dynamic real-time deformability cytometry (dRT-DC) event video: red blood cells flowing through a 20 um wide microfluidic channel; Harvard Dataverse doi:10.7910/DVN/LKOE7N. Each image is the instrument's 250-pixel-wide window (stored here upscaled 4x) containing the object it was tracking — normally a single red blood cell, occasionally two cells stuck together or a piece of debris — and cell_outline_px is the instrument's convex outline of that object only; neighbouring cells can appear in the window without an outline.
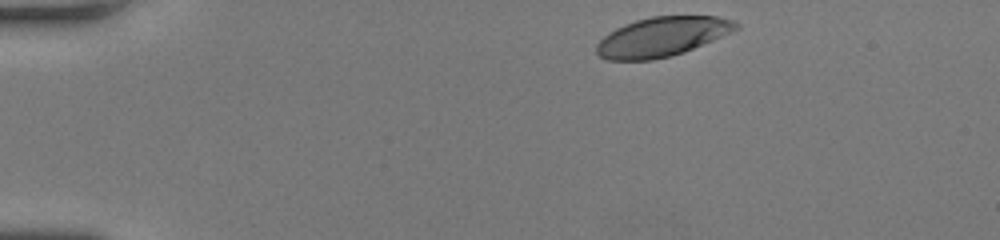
{"species": "human", "species_latin": "Homo sapiens", "temperature_condition": "room temperature", "stored_images_in_passage": 42, "camera_frame_rate_fps": 3000, "um_per_image_px": 0.085, "donor": {"sex": "female"}, "frame": {"image": 1, "passage_image": 1, "time_ms": 0.0, "image_size_px": [1000, 240], "cell_outline_px": [[740, 28], [732, 32], [684, 52], [652, 60], [608, 60], [600, 56], [596, 52], [596, 44], [604, 36], [616, 28], [624, 24], [636, 20], [652, 16], [716, 16], [732, 20], [740, 24]], "centroid_in_image_um": [56.28, 3.12], "position_along_channel_um": 28.7, "area_um2": 31.91}}
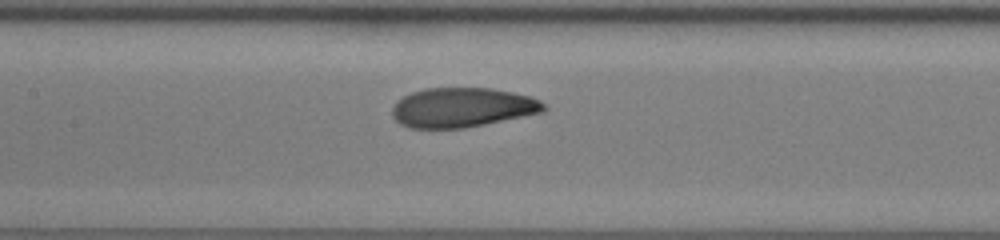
{"frame": {"image": 2, "passage_image": 17, "time_ms": 5.333, "image_size_px": [1000, 240], "cell_outline_px": [[548, 108], [544, 112], [464, 128], [408, 128], [400, 124], [392, 116], [392, 108], [396, 100], [412, 92], [424, 88], [492, 88], [512, 92], [528, 96], [540, 100]], "centroid_in_image_um": [39.27, 9.13], "position_along_channel_um": 168.1, "area_um2": 35.03}}
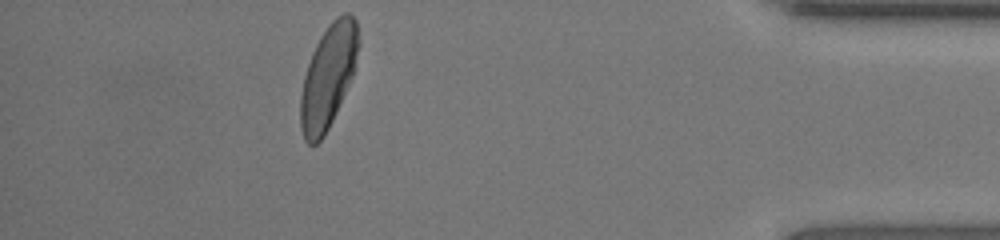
{"frame": {"image": 3, "passage_image": 37, "time_ms": 12.0, "image_size_px": [1000, 240], "cell_outline_px": [[360, 44], [352, 76], [332, 120], [324, 136], [316, 144], [308, 144], [304, 140], [300, 128], [300, 96], [304, 76], [312, 52], [320, 36], [328, 24], [336, 16], [344, 12], [348, 12], [356, 20]], "centroid_in_image_um": [27.88, 6.47], "position_along_channel_um": 407.3, "area_um2": 34.8}, "authors_computed_cell_mechanics": {"area_um2": 34.9112, "velocity_mm_per_s": 4.2415, "shape_relaxation_time_tau1_ms": 3.9773, "shape_relaxation_time_tau2_ms": 0.8955, "deformation_change_tau1": 0.1798, "deformation_change_tau2": 0.0599}}